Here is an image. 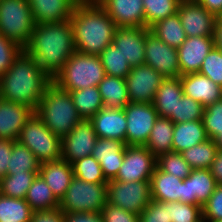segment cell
Here are the masks:
<instances>
[{
	"mask_svg": "<svg viewBox=\"0 0 222 222\" xmlns=\"http://www.w3.org/2000/svg\"><path fill=\"white\" fill-rule=\"evenodd\" d=\"M24 51L53 78L76 51L70 20L35 24Z\"/></svg>",
	"mask_w": 222,
	"mask_h": 222,
	"instance_id": "6da1fadb",
	"label": "cell"
},
{
	"mask_svg": "<svg viewBox=\"0 0 222 222\" xmlns=\"http://www.w3.org/2000/svg\"><path fill=\"white\" fill-rule=\"evenodd\" d=\"M53 79L24 50L0 76V98L36 110Z\"/></svg>",
	"mask_w": 222,
	"mask_h": 222,
	"instance_id": "7a4b0ae2",
	"label": "cell"
},
{
	"mask_svg": "<svg viewBox=\"0 0 222 222\" xmlns=\"http://www.w3.org/2000/svg\"><path fill=\"white\" fill-rule=\"evenodd\" d=\"M70 22L78 52L99 56L113 43L117 25L102 6L76 5Z\"/></svg>",
	"mask_w": 222,
	"mask_h": 222,
	"instance_id": "3957f363",
	"label": "cell"
},
{
	"mask_svg": "<svg viewBox=\"0 0 222 222\" xmlns=\"http://www.w3.org/2000/svg\"><path fill=\"white\" fill-rule=\"evenodd\" d=\"M35 113L60 138L68 135L82 120L70 93L53 81L46 87Z\"/></svg>",
	"mask_w": 222,
	"mask_h": 222,
	"instance_id": "277c9868",
	"label": "cell"
},
{
	"mask_svg": "<svg viewBox=\"0 0 222 222\" xmlns=\"http://www.w3.org/2000/svg\"><path fill=\"white\" fill-rule=\"evenodd\" d=\"M104 77L105 71L99 56L75 51L52 79L61 89L70 92L98 86Z\"/></svg>",
	"mask_w": 222,
	"mask_h": 222,
	"instance_id": "5b68a950",
	"label": "cell"
},
{
	"mask_svg": "<svg viewBox=\"0 0 222 222\" xmlns=\"http://www.w3.org/2000/svg\"><path fill=\"white\" fill-rule=\"evenodd\" d=\"M35 26L28 0L0 1V34L25 48Z\"/></svg>",
	"mask_w": 222,
	"mask_h": 222,
	"instance_id": "8992f818",
	"label": "cell"
},
{
	"mask_svg": "<svg viewBox=\"0 0 222 222\" xmlns=\"http://www.w3.org/2000/svg\"><path fill=\"white\" fill-rule=\"evenodd\" d=\"M106 203L107 183H89L74 176L59 208L64 213L101 212Z\"/></svg>",
	"mask_w": 222,
	"mask_h": 222,
	"instance_id": "52a82bcc",
	"label": "cell"
},
{
	"mask_svg": "<svg viewBox=\"0 0 222 222\" xmlns=\"http://www.w3.org/2000/svg\"><path fill=\"white\" fill-rule=\"evenodd\" d=\"M17 141L27 146L40 163L61 158V138L46 127L36 113L21 129Z\"/></svg>",
	"mask_w": 222,
	"mask_h": 222,
	"instance_id": "ba28073f",
	"label": "cell"
},
{
	"mask_svg": "<svg viewBox=\"0 0 222 222\" xmlns=\"http://www.w3.org/2000/svg\"><path fill=\"white\" fill-rule=\"evenodd\" d=\"M152 201L150 181L107 182V202L139 215Z\"/></svg>",
	"mask_w": 222,
	"mask_h": 222,
	"instance_id": "9c48e42d",
	"label": "cell"
},
{
	"mask_svg": "<svg viewBox=\"0 0 222 222\" xmlns=\"http://www.w3.org/2000/svg\"><path fill=\"white\" fill-rule=\"evenodd\" d=\"M123 109L127 119L126 145L144 146L159 118L154 104L130 102Z\"/></svg>",
	"mask_w": 222,
	"mask_h": 222,
	"instance_id": "30bf717a",
	"label": "cell"
},
{
	"mask_svg": "<svg viewBox=\"0 0 222 222\" xmlns=\"http://www.w3.org/2000/svg\"><path fill=\"white\" fill-rule=\"evenodd\" d=\"M156 164L157 158L145 146L126 145L122 165L113 180L150 181Z\"/></svg>",
	"mask_w": 222,
	"mask_h": 222,
	"instance_id": "8fae6325",
	"label": "cell"
},
{
	"mask_svg": "<svg viewBox=\"0 0 222 222\" xmlns=\"http://www.w3.org/2000/svg\"><path fill=\"white\" fill-rule=\"evenodd\" d=\"M164 78L158 71L146 64L132 67L125 78L129 101L152 104Z\"/></svg>",
	"mask_w": 222,
	"mask_h": 222,
	"instance_id": "7c38bea8",
	"label": "cell"
},
{
	"mask_svg": "<svg viewBox=\"0 0 222 222\" xmlns=\"http://www.w3.org/2000/svg\"><path fill=\"white\" fill-rule=\"evenodd\" d=\"M97 139L93 123L82 119L68 135L61 138V158L72 164L92 155Z\"/></svg>",
	"mask_w": 222,
	"mask_h": 222,
	"instance_id": "4fadbf2b",
	"label": "cell"
},
{
	"mask_svg": "<svg viewBox=\"0 0 222 222\" xmlns=\"http://www.w3.org/2000/svg\"><path fill=\"white\" fill-rule=\"evenodd\" d=\"M163 77H180L177 49L160 40L152 32L146 33L145 63Z\"/></svg>",
	"mask_w": 222,
	"mask_h": 222,
	"instance_id": "5bb4252c",
	"label": "cell"
},
{
	"mask_svg": "<svg viewBox=\"0 0 222 222\" xmlns=\"http://www.w3.org/2000/svg\"><path fill=\"white\" fill-rule=\"evenodd\" d=\"M177 13L186 37L215 35L217 17L196 0H182Z\"/></svg>",
	"mask_w": 222,
	"mask_h": 222,
	"instance_id": "9a60e30c",
	"label": "cell"
},
{
	"mask_svg": "<svg viewBox=\"0 0 222 222\" xmlns=\"http://www.w3.org/2000/svg\"><path fill=\"white\" fill-rule=\"evenodd\" d=\"M214 46V36L186 37V40L177 49L180 76L199 72L203 60Z\"/></svg>",
	"mask_w": 222,
	"mask_h": 222,
	"instance_id": "2e32d148",
	"label": "cell"
},
{
	"mask_svg": "<svg viewBox=\"0 0 222 222\" xmlns=\"http://www.w3.org/2000/svg\"><path fill=\"white\" fill-rule=\"evenodd\" d=\"M149 28L146 27H117L113 44L126 58L131 67L145 63V39Z\"/></svg>",
	"mask_w": 222,
	"mask_h": 222,
	"instance_id": "e0dca14e",
	"label": "cell"
},
{
	"mask_svg": "<svg viewBox=\"0 0 222 222\" xmlns=\"http://www.w3.org/2000/svg\"><path fill=\"white\" fill-rule=\"evenodd\" d=\"M217 184L210 169H192L182 181L180 202L204 205L213 194Z\"/></svg>",
	"mask_w": 222,
	"mask_h": 222,
	"instance_id": "ac0fdd59",
	"label": "cell"
},
{
	"mask_svg": "<svg viewBox=\"0 0 222 222\" xmlns=\"http://www.w3.org/2000/svg\"><path fill=\"white\" fill-rule=\"evenodd\" d=\"M35 110L17 102L0 98V139L17 141L21 129Z\"/></svg>",
	"mask_w": 222,
	"mask_h": 222,
	"instance_id": "d6986e66",
	"label": "cell"
},
{
	"mask_svg": "<svg viewBox=\"0 0 222 222\" xmlns=\"http://www.w3.org/2000/svg\"><path fill=\"white\" fill-rule=\"evenodd\" d=\"M126 144L115 139L98 138L92 156L99 162L107 181L113 180L122 165Z\"/></svg>",
	"mask_w": 222,
	"mask_h": 222,
	"instance_id": "ffe728a7",
	"label": "cell"
},
{
	"mask_svg": "<svg viewBox=\"0 0 222 222\" xmlns=\"http://www.w3.org/2000/svg\"><path fill=\"white\" fill-rule=\"evenodd\" d=\"M90 121L98 138L115 139L126 144L127 119L124 109L103 107Z\"/></svg>",
	"mask_w": 222,
	"mask_h": 222,
	"instance_id": "44dd1931",
	"label": "cell"
},
{
	"mask_svg": "<svg viewBox=\"0 0 222 222\" xmlns=\"http://www.w3.org/2000/svg\"><path fill=\"white\" fill-rule=\"evenodd\" d=\"M143 0H107L102 5L117 27H146Z\"/></svg>",
	"mask_w": 222,
	"mask_h": 222,
	"instance_id": "7402d4cb",
	"label": "cell"
},
{
	"mask_svg": "<svg viewBox=\"0 0 222 222\" xmlns=\"http://www.w3.org/2000/svg\"><path fill=\"white\" fill-rule=\"evenodd\" d=\"M181 84L183 94L200 102L205 108L222 99V87L199 72L182 75Z\"/></svg>",
	"mask_w": 222,
	"mask_h": 222,
	"instance_id": "603a6c76",
	"label": "cell"
},
{
	"mask_svg": "<svg viewBox=\"0 0 222 222\" xmlns=\"http://www.w3.org/2000/svg\"><path fill=\"white\" fill-rule=\"evenodd\" d=\"M35 24L70 20L75 4L71 0H28Z\"/></svg>",
	"mask_w": 222,
	"mask_h": 222,
	"instance_id": "cb8c5ba5",
	"label": "cell"
},
{
	"mask_svg": "<svg viewBox=\"0 0 222 222\" xmlns=\"http://www.w3.org/2000/svg\"><path fill=\"white\" fill-rule=\"evenodd\" d=\"M39 175L43 177L59 201L66 194L74 177L72 164L62 158L41 163Z\"/></svg>",
	"mask_w": 222,
	"mask_h": 222,
	"instance_id": "d4e9b609",
	"label": "cell"
},
{
	"mask_svg": "<svg viewBox=\"0 0 222 222\" xmlns=\"http://www.w3.org/2000/svg\"><path fill=\"white\" fill-rule=\"evenodd\" d=\"M183 95L181 76L164 78L153 101L159 117L169 118L172 121V113H175L178 99Z\"/></svg>",
	"mask_w": 222,
	"mask_h": 222,
	"instance_id": "484cf974",
	"label": "cell"
},
{
	"mask_svg": "<svg viewBox=\"0 0 222 222\" xmlns=\"http://www.w3.org/2000/svg\"><path fill=\"white\" fill-rule=\"evenodd\" d=\"M207 139L209 138L202 120L174 123L172 152L181 153Z\"/></svg>",
	"mask_w": 222,
	"mask_h": 222,
	"instance_id": "4316f807",
	"label": "cell"
},
{
	"mask_svg": "<svg viewBox=\"0 0 222 222\" xmlns=\"http://www.w3.org/2000/svg\"><path fill=\"white\" fill-rule=\"evenodd\" d=\"M182 179L161 171L157 166L151 176V197L159 202H175L182 197Z\"/></svg>",
	"mask_w": 222,
	"mask_h": 222,
	"instance_id": "83f0119b",
	"label": "cell"
},
{
	"mask_svg": "<svg viewBox=\"0 0 222 222\" xmlns=\"http://www.w3.org/2000/svg\"><path fill=\"white\" fill-rule=\"evenodd\" d=\"M104 107L123 109L129 101V94L124 78L105 75L98 84Z\"/></svg>",
	"mask_w": 222,
	"mask_h": 222,
	"instance_id": "f1b7e54d",
	"label": "cell"
},
{
	"mask_svg": "<svg viewBox=\"0 0 222 222\" xmlns=\"http://www.w3.org/2000/svg\"><path fill=\"white\" fill-rule=\"evenodd\" d=\"M174 123L169 118L159 117L144 145L156 158L164 153L172 152Z\"/></svg>",
	"mask_w": 222,
	"mask_h": 222,
	"instance_id": "f546056e",
	"label": "cell"
},
{
	"mask_svg": "<svg viewBox=\"0 0 222 222\" xmlns=\"http://www.w3.org/2000/svg\"><path fill=\"white\" fill-rule=\"evenodd\" d=\"M149 31L160 40L176 49L186 40L185 31L178 13L155 22L149 27Z\"/></svg>",
	"mask_w": 222,
	"mask_h": 222,
	"instance_id": "4dcf8cb0",
	"label": "cell"
},
{
	"mask_svg": "<svg viewBox=\"0 0 222 222\" xmlns=\"http://www.w3.org/2000/svg\"><path fill=\"white\" fill-rule=\"evenodd\" d=\"M25 200L33 211L59 208V200L39 174H37L32 185L28 189Z\"/></svg>",
	"mask_w": 222,
	"mask_h": 222,
	"instance_id": "1f68e13d",
	"label": "cell"
},
{
	"mask_svg": "<svg viewBox=\"0 0 222 222\" xmlns=\"http://www.w3.org/2000/svg\"><path fill=\"white\" fill-rule=\"evenodd\" d=\"M69 93L72 97L78 115L82 119L90 120L100 109L104 107L98 86L70 91Z\"/></svg>",
	"mask_w": 222,
	"mask_h": 222,
	"instance_id": "d6a6232c",
	"label": "cell"
},
{
	"mask_svg": "<svg viewBox=\"0 0 222 222\" xmlns=\"http://www.w3.org/2000/svg\"><path fill=\"white\" fill-rule=\"evenodd\" d=\"M218 148L212 139L194 145L180 154L192 169H209L216 157Z\"/></svg>",
	"mask_w": 222,
	"mask_h": 222,
	"instance_id": "836d02e7",
	"label": "cell"
},
{
	"mask_svg": "<svg viewBox=\"0 0 222 222\" xmlns=\"http://www.w3.org/2000/svg\"><path fill=\"white\" fill-rule=\"evenodd\" d=\"M32 213L25 199L0 194V222H30Z\"/></svg>",
	"mask_w": 222,
	"mask_h": 222,
	"instance_id": "e575fe53",
	"label": "cell"
},
{
	"mask_svg": "<svg viewBox=\"0 0 222 222\" xmlns=\"http://www.w3.org/2000/svg\"><path fill=\"white\" fill-rule=\"evenodd\" d=\"M40 165L41 163L27 146L18 141L14 142L7 175L24 171L39 172Z\"/></svg>",
	"mask_w": 222,
	"mask_h": 222,
	"instance_id": "d590c367",
	"label": "cell"
},
{
	"mask_svg": "<svg viewBox=\"0 0 222 222\" xmlns=\"http://www.w3.org/2000/svg\"><path fill=\"white\" fill-rule=\"evenodd\" d=\"M39 172L24 171L6 175L0 180V194L25 199L28 189Z\"/></svg>",
	"mask_w": 222,
	"mask_h": 222,
	"instance_id": "8d00e7d4",
	"label": "cell"
},
{
	"mask_svg": "<svg viewBox=\"0 0 222 222\" xmlns=\"http://www.w3.org/2000/svg\"><path fill=\"white\" fill-rule=\"evenodd\" d=\"M105 75L126 78L132 70L128 60L123 57L115 44H109L99 55Z\"/></svg>",
	"mask_w": 222,
	"mask_h": 222,
	"instance_id": "74e56055",
	"label": "cell"
},
{
	"mask_svg": "<svg viewBox=\"0 0 222 222\" xmlns=\"http://www.w3.org/2000/svg\"><path fill=\"white\" fill-rule=\"evenodd\" d=\"M182 0H143L146 28L155 22L174 15Z\"/></svg>",
	"mask_w": 222,
	"mask_h": 222,
	"instance_id": "f35d334b",
	"label": "cell"
},
{
	"mask_svg": "<svg viewBox=\"0 0 222 222\" xmlns=\"http://www.w3.org/2000/svg\"><path fill=\"white\" fill-rule=\"evenodd\" d=\"M75 177L89 183H107L99 162L92 156H86L72 163Z\"/></svg>",
	"mask_w": 222,
	"mask_h": 222,
	"instance_id": "ab89813d",
	"label": "cell"
},
{
	"mask_svg": "<svg viewBox=\"0 0 222 222\" xmlns=\"http://www.w3.org/2000/svg\"><path fill=\"white\" fill-rule=\"evenodd\" d=\"M156 166L161 171L174 175L182 180L187 178L192 170L182 155L175 152L164 153L158 156Z\"/></svg>",
	"mask_w": 222,
	"mask_h": 222,
	"instance_id": "60d3db41",
	"label": "cell"
},
{
	"mask_svg": "<svg viewBox=\"0 0 222 222\" xmlns=\"http://www.w3.org/2000/svg\"><path fill=\"white\" fill-rule=\"evenodd\" d=\"M205 107L198 101L182 96L175 106V113H172L173 123L202 120Z\"/></svg>",
	"mask_w": 222,
	"mask_h": 222,
	"instance_id": "b9f144b4",
	"label": "cell"
},
{
	"mask_svg": "<svg viewBox=\"0 0 222 222\" xmlns=\"http://www.w3.org/2000/svg\"><path fill=\"white\" fill-rule=\"evenodd\" d=\"M171 222H203L202 205L180 201L170 202Z\"/></svg>",
	"mask_w": 222,
	"mask_h": 222,
	"instance_id": "7bdbcfd3",
	"label": "cell"
},
{
	"mask_svg": "<svg viewBox=\"0 0 222 222\" xmlns=\"http://www.w3.org/2000/svg\"><path fill=\"white\" fill-rule=\"evenodd\" d=\"M199 73L222 87V49L216 46L211 49L203 60Z\"/></svg>",
	"mask_w": 222,
	"mask_h": 222,
	"instance_id": "ee69618b",
	"label": "cell"
},
{
	"mask_svg": "<svg viewBox=\"0 0 222 222\" xmlns=\"http://www.w3.org/2000/svg\"><path fill=\"white\" fill-rule=\"evenodd\" d=\"M202 121L209 139H214L222 131V99L208 105Z\"/></svg>",
	"mask_w": 222,
	"mask_h": 222,
	"instance_id": "f6af8a7d",
	"label": "cell"
},
{
	"mask_svg": "<svg viewBox=\"0 0 222 222\" xmlns=\"http://www.w3.org/2000/svg\"><path fill=\"white\" fill-rule=\"evenodd\" d=\"M139 217L140 222H171L170 202L152 200Z\"/></svg>",
	"mask_w": 222,
	"mask_h": 222,
	"instance_id": "bcb514c9",
	"label": "cell"
},
{
	"mask_svg": "<svg viewBox=\"0 0 222 222\" xmlns=\"http://www.w3.org/2000/svg\"><path fill=\"white\" fill-rule=\"evenodd\" d=\"M23 50L18 44L0 34V76L11 67Z\"/></svg>",
	"mask_w": 222,
	"mask_h": 222,
	"instance_id": "7dc6e473",
	"label": "cell"
},
{
	"mask_svg": "<svg viewBox=\"0 0 222 222\" xmlns=\"http://www.w3.org/2000/svg\"><path fill=\"white\" fill-rule=\"evenodd\" d=\"M203 220L222 219V185H217L208 201L202 205Z\"/></svg>",
	"mask_w": 222,
	"mask_h": 222,
	"instance_id": "c3c4849f",
	"label": "cell"
},
{
	"mask_svg": "<svg viewBox=\"0 0 222 222\" xmlns=\"http://www.w3.org/2000/svg\"><path fill=\"white\" fill-rule=\"evenodd\" d=\"M104 222H140L137 214L128 212L107 202L101 210Z\"/></svg>",
	"mask_w": 222,
	"mask_h": 222,
	"instance_id": "681fc988",
	"label": "cell"
},
{
	"mask_svg": "<svg viewBox=\"0 0 222 222\" xmlns=\"http://www.w3.org/2000/svg\"><path fill=\"white\" fill-rule=\"evenodd\" d=\"M14 142L15 140L0 139V180L7 175Z\"/></svg>",
	"mask_w": 222,
	"mask_h": 222,
	"instance_id": "f907efd6",
	"label": "cell"
},
{
	"mask_svg": "<svg viewBox=\"0 0 222 222\" xmlns=\"http://www.w3.org/2000/svg\"><path fill=\"white\" fill-rule=\"evenodd\" d=\"M30 222H64V212L60 208L33 211Z\"/></svg>",
	"mask_w": 222,
	"mask_h": 222,
	"instance_id": "816d5d0a",
	"label": "cell"
},
{
	"mask_svg": "<svg viewBox=\"0 0 222 222\" xmlns=\"http://www.w3.org/2000/svg\"><path fill=\"white\" fill-rule=\"evenodd\" d=\"M64 222H104L101 212L64 213Z\"/></svg>",
	"mask_w": 222,
	"mask_h": 222,
	"instance_id": "f5cc1de1",
	"label": "cell"
},
{
	"mask_svg": "<svg viewBox=\"0 0 222 222\" xmlns=\"http://www.w3.org/2000/svg\"><path fill=\"white\" fill-rule=\"evenodd\" d=\"M217 185H222V151L218 150L216 157L209 168Z\"/></svg>",
	"mask_w": 222,
	"mask_h": 222,
	"instance_id": "db71d44e",
	"label": "cell"
},
{
	"mask_svg": "<svg viewBox=\"0 0 222 222\" xmlns=\"http://www.w3.org/2000/svg\"><path fill=\"white\" fill-rule=\"evenodd\" d=\"M216 17L222 12V0H196Z\"/></svg>",
	"mask_w": 222,
	"mask_h": 222,
	"instance_id": "11a10c76",
	"label": "cell"
},
{
	"mask_svg": "<svg viewBox=\"0 0 222 222\" xmlns=\"http://www.w3.org/2000/svg\"><path fill=\"white\" fill-rule=\"evenodd\" d=\"M215 46L222 49V25H215Z\"/></svg>",
	"mask_w": 222,
	"mask_h": 222,
	"instance_id": "9f6ffc18",
	"label": "cell"
},
{
	"mask_svg": "<svg viewBox=\"0 0 222 222\" xmlns=\"http://www.w3.org/2000/svg\"><path fill=\"white\" fill-rule=\"evenodd\" d=\"M216 144L218 150L222 151V131L213 139Z\"/></svg>",
	"mask_w": 222,
	"mask_h": 222,
	"instance_id": "6f0895ef",
	"label": "cell"
},
{
	"mask_svg": "<svg viewBox=\"0 0 222 222\" xmlns=\"http://www.w3.org/2000/svg\"><path fill=\"white\" fill-rule=\"evenodd\" d=\"M107 0H87V5L102 6Z\"/></svg>",
	"mask_w": 222,
	"mask_h": 222,
	"instance_id": "680465c9",
	"label": "cell"
},
{
	"mask_svg": "<svg viewBox=\"0 0 222 222\" xmlns=\"http://www.w3.org/2000/svg\"><path fill=\"white\" fill-rule=\"evenodd\" d=\"M75 5L87 4V0H71Z\"/></svg>",
	"mask_w": 222,
	"mask_h": 222,
	"instance_id": "91938a15",
	"label": "cell"
},
{
	"mask_svg": "<svg viewBox=\"0 0 222 222\" xmlns=\"http://www.w3.org/2000/svg\"><path fill=\"white\" fill-rule=\"evenodd\" d=\"M215 25H222V12L217 16V21Z\"/></svg>",
	"mask_w": 222,
	"mask_h": 222,
	"instance_id": "94428289",
	"label": "cell"
},
{
	"mask_svg": "<svg viewBox=\"0 0 222 222\" xmlns=\"http://www.w3.org/2000/svg\"><path fill=\"white\" fill-rule=\"evenodd\" d=\"M203 222H222V219H220V220H203Z\"/></svg>",
	"mask_w": 222,
	"mask_h": 222,
	"instance_id": "6125c7cd",
	"label": "cell"
}]
</instances>
